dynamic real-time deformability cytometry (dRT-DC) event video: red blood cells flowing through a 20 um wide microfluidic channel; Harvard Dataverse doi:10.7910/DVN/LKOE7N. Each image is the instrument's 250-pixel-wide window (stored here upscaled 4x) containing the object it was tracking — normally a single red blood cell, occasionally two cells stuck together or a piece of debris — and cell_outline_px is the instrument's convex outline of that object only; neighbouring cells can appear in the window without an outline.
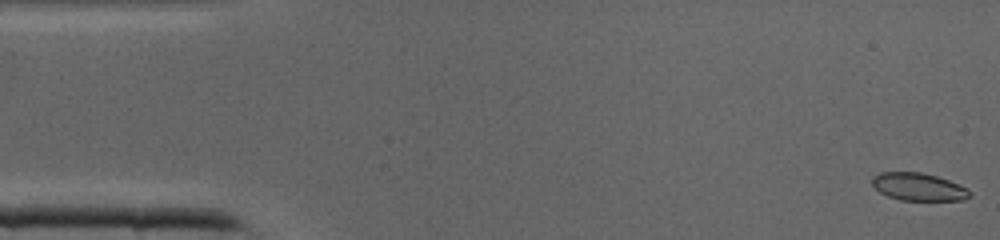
{"species": "common noctule bat (a hibernating species)", "species_latin": "Nyctalus noctula", "temperature_condition": "cold", "stored_images_in_passage": 11, "camera_frame_rate_fps": 3000, "um_per_image_px": 0.085, "animal": {"sex": "male", "body_mass_g": 19.0, "forearm_length_mm": 50.8}, "frame": {"image": 1, "passage_image": 1, "time_ms": 0.0, "image_size_px": [1000, 240], "cell_outline_px": [[972, 196], [964, 200], [900, 200], [888, 196], [880, 192], [872, 184], [872, 176], [880, 172], [920, 172], [936, 176], [948, 180], [964, 188]], "centroid_in_image_um": [78.02, 15.88], "position_along_channel_um": 7.0, "area_um2": 15.49}}